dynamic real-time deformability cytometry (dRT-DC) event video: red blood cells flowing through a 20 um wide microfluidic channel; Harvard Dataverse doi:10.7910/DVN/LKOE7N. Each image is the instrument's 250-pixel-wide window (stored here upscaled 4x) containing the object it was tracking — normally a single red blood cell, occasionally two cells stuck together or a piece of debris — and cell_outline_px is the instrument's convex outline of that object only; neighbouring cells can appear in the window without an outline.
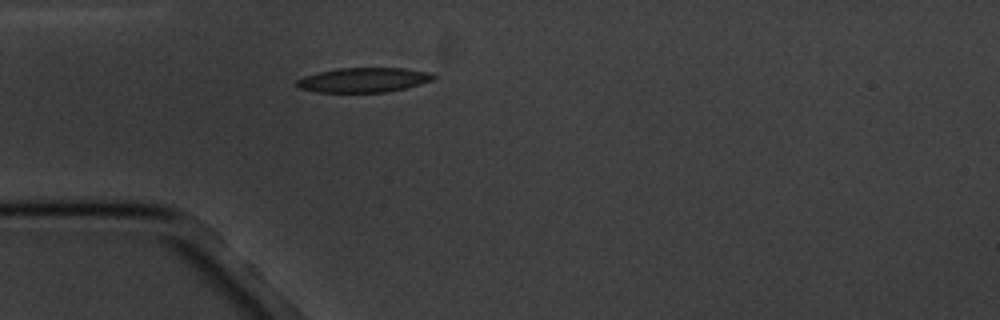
{"species": "common noctule bat (a hibernating species)", "species_latin": "Nyctalus noctula", "temperature_condition": "cold", "stored_images_in_passage": 1, "camera_frame_rate_fps": 3000, "um_per_image_px": 0.085, "animal": {"sex": "male", "body_mass_g": 20.1, "forearm_length_mm": 53.5}, "frame": {"image": 1, "passage_image": 1, "time_ms": 0.0, "image_size_px": [1000, 320], "cell_outline_px": [[436, 76], [432, 80], [420, 84], [388, 92], [316, 92], [296, 88], [296, 80], [304, 76], [320, 72], [340, 68], [404, 68], [428, 72]], "centroid_in_image_um": [30.87, 6.8], "position_along_channel_um": 54.1, "area_um2": 19.54}}